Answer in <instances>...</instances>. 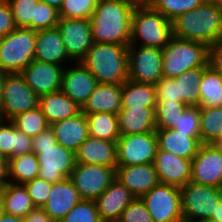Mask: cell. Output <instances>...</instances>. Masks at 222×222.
<instances>
[{"mask_svg": "<svg viewBox=\"0 0 222 222\" xmlns=\"http://www.w3.org/2000/svg\"><path fill=\"white\" fill-rule=\"evenodd\" d=\"M11 9L16 27L32 29L35 7L40 0H6Z\"/></svg>", "mask_w": 222, "mask_h": 222, "instance_id": "cell-40", "label": "cell"}, {"mask_svg": "<svg viewBox=\"0 0 222 222\" xmlns=\"http://www.w3.org/2000/svg\"><path fill=\"white\" fill-rule=\"evenodd\" d=\"M134 199V195L115 179L94 202L103 222H117Z\"/></svg>", "mask_w": 222, "mask_h": 222, "instance_id": "cell-20", "label": "cell"}, {"mask_svg": "<svg viewBox=\"0 0 222 222\" xmlns=\"http://www.w3.org/2000/svg\"><path fill=\"white\" fill-rule=\"evenodd\" d=\"M173 37L172 21L151 6H136L131 17L129 45L163 49ZM139 43H138V42ZM141 41V42H140Z\"/></svg>", "mask_w": 222, "mask_h": 222, "instance_id": "cell-5", "label": "cell"}, {"mask_svg": "<svg viewBox=\"0 0 222 222\" xmlns=\"http://www.w3.org/2000/svg\"><path fill=\"white\" fill-rule=\"evenodd\" d=\"M206 1L209 2V3H212L216 6L222 7V0H206Z\"/></svg>", "mask_w": 222, "mask_h": 222, "instance_id": "cell-58", "label": "cell"}, {"mask_svg": "<svg viewBox=\"0 0 222 222\" xmlns=\"http://www.w3.org/2000/svg\"><path fill=\"white\" fill-rule=\"evenodd\" d=\"M122 84H98L82 108L85 114L106 112L118 114L121 110Z\"/></svg>", "mask_w": 222, "mask_h": 222, "instance_id": "cell-26", "label": "cell"}, {"mask_svg": "<svg viewBox=\"0 0 222 222\" xmlns=\"http://www.w3.org/2000/svg\"><path fill=\"white\" fill-rule=\"evenodd\" d=\"M207 66L208 65H204L203 67L187 70L174 78L177 81L178 97H181V101L185 105L191 107L200 106L199 85Z\"/></svg>", "mask_w": 222, "mask_h": 222, "instance_id": "cell-34", "label": "cell"}, {"mask_svg": "<svg viewBox=\"0 0 222 222\" xmlns=\"http://www.w3.org/2000/svg\"><path fill=\"white\" fill-rule=\"evenodd\" d=\"M33 138L15 127L11 120L0 122V155L7 160L21 154L32 152Z\"/></svg>", "mask_w": 222, "mask_h": 222, "instance_id": "cell-29", "label": "cell"}, {"mask_svg": "<svg viewBox=\"0 0 222 222\" xmlns=\"http://www.w3.org/2000/svg\"><path fill=\"white\" fill-rule=\"evenodd\" d=\"M85 115L88 121L89 136L117 142L120 137L117 114L95 112Z\"/></svg>", "mask_w": 222, "mask_h": 222, "instance_id": "cell-33", "label": "cell"}, {"mask_svg": "<svg viewBox=\"0 0 222 222\" xmlns=\"http://www.w3.org/2000/svg\"><path fill=\"white\" fill-rule=\"evenodd\" d=\"M208 222H222V197L218 205H216L215 213H213Z\"/></svg>", "mask_w": 222, "mask_h": 222, "instance_id": "cell-52", "label": "cell"}, {"mask_svg": "<svg viewBox=\"0 0 222 222\" xmlns=\"http://www.w3.org/2000/svg\"><path fill=\"white\" fill-rule=\"evenodd\" d=\"M153 164L162 184L182 187L191 180L192 160L158 148Z\"/></svg>", "mask_w": 222, "mask_h": 222, "instance_id": "cell-18", "label": "cell"}, {"mask_svg": "<svg viewBox=\"0 0 222 222\" xmlns=\"http://www.w3.org/2000/svg\"><path fill=\"white\" fill-rule=\"evenodd\" d=\"M200 106L218 107L222 100V75L208 65L202 75L199 85Z\"/></svg>", "mask_w": 222, "mask_h": 222, "instance_id": "cell-35", "label": "cell"}, {"mask_svg": "<svg viewBox=\"0 0 222 222\" xmlns=\"http://www.w3.org/2000/svg\"><path fill=\"white\" fill-rule=\"evenodd\" d=\"M56 27L62 35L68 57L73 62H80L94 44L90 20L60 18Z\"/></svg>", "mask_w": 222, "mask_h": 222, "instance_id": "cell-14", "label": "cell"}, {"mask_svg": "<svg viewBox=\"0 0 222 222\" xmlns=\"http://www.w3.org/2000/svg\"><path fill=\"white\" fill-rule=\"evenodd\" d=\"M59 222H103L92 200L79 201Z\"/></svg>", "mask_w": 222, "mask_h": 222, "instance_id": "cell-42", "label": "cell"}, {"mask_svg": "<svg viewBox=\"0 0 222 222\" xmlns=\"http://www.w3.org/2000/svg\"><path fill=\"white\" fill-rule=\"evenodd\" d=\"M80 62L100 84H123L128 79V46L94 43Z\"/></svg>", "mask_w": 222, "mask_h": 222, "instance_id": "cell-4", "label": "cell"}, {"mask_svg": "<svg viewBox=\"0 0 222 222\" xmlns=\"http://www.w3.org/2000/svg\"><path fill=\"white\" fill-rule=\"evenodd\" d=\"M173 36L211 46L222 39V7L205 1L172 21Z\"/></svg>", "mask_w": 222, "mask_h": 222, "instance_id": "cell-2", "label": "cell"}, {"mask_svg": "<svg viewBox=\"0 0 222 222\" xmlns=\"http://www.w3.org/2000/svg\"><path fill=\"white\" fill-rule=\"evenodd\" d=\"M69 179L81 199L95 201L116 179V167L76 164Z\"/></svg>", "mask_w": 222, "mask_h": 222, "instance_id": "cell-12", "label": "cell"}, {"mask_svg": "<svg viewBox=\"0 0 222 222\" xmlns=\"http://www.w3.org/2000/svg\"><path fill=\"white\" fill-rule=\"evenodd\" d=\"M98 0H63L59 17L66 19H90Z\"/></svg>", "mask_w": 222, "mask_h": 222, "instance_id": "cell-41", "label": "cell"}, {"mask_svg": "<svg viewBox=\"0 0 222 222\" xmlns=\"http://www.w3.org/2000/svg\"><path fill=\"white\" fill-rule=\"evenodd\" d=\"M36 30L16 27L0 37V69L7 74L20 73L35 56Z\"/></svg>", "mask_w": 222, "mask_h": 222, "instance_id": "cell-7", "label": "cell"}, {"mask_svg": "<svg viewBox=\"0 0 222 222\" xmlns=\"http://www.w3.org/2000/svg\"><path fill=\"white\" fill-rule=\"evenodd\" d=\"M35 207L42 208L50 197L52 183L40 177L24 184Z\"/></svg>", "mask_w": 222, "mask_h": 222, "instance_id": "cell-45", "label": "cell"}, {"mask_svg": "<svg viewBox=\"0 0 222 222\" xmlns=\"http://www.w3.org/2000/svg\"><path fill=\"white\" fill-rule=\"evenodd\" d=\"M216 149L222 152V135L211 143Z\"/></svg>", "mask_w": 222, "mask_h": 222, "instance_id": "cell-57", "label": "cell"}, {"mask_svg": "<svg viewBox=\"0 0 222 222\" xmlns=\"http://www.w3.org/2000/svg\"><path fill=\"white\" fill-rule=\"evenodd\" d=\"M163 78H176L187 70L209 65V46L193 40L172 37L162 49Z\"/></svg>", "mask_w": 222, "mask_h": 222, "instance_id": "cell-6", "label": "cell"}, {"mask_svg": "<svg viewBox=\"0 0 222 222\" xmlns=\"http://www.w3.org/2000/svg\"><path fill=\"white\" fill-rule=\"evenodd\" d=\"M156 85L127 79L122 84L121 109L156 108Z\"/></svg>", "mask_w": 222, "mask_h": 222, "instance_id": "cell-30", "label": "cell"}, {"mask_svg": "<svg viewBox=\"0 0 222 222\" xmlns=\"http://www.w3.org/2000/svg\"><path fill=\"white\" fill-rule=\"evenodd\" d=\"M116 179L123 184L135 198H141L160 183L154 164L117 166Z\"/></svg>", "mask_w": 222, "mask_h": 222, "instance_id": "cell-19", "label": "cell"}, {"mask_svg": "<svg viewBox=\"0 0 222 222\" xmlns=\"http://www.w3.org/2000/svg\"><path fill=\"white\" fill-rule=\"evenodd\" d=\"M16 28L11 9L6 0H0V37L6 36Z\"/></svg>", "mask_w": 222, "mask_h": 222, "instance_id": "cell-48", "label": "cell"}, {"mask_svg": "<svg viewBox=\"0 0 222 222\" xmlns=\"http://www.w3.org/2000/svg\"><path fill=\"white\" fill-rule=\"evenodd\" d=\"M157 101H181L178 97L177 81L172 78H162L156 83Z\"/></svg>", "mask_w": 222, "mask_h": 222, "instance_id": "cell-47", "label": "cell"}, {"mask_svg": "<svg viewBox=\"0 0 222 222\" xmlns=\"http://www.w3.org/2000/svg\"><path fill=\"white\" fill-rule=\"evenodd\" d=\"M2 212L24 218L35 208L26 187L23 184L7 182L0 189Z\"/></svg>", "mask_w": 222, "mask_h": 222, "instance_id": "cell-31", "label": "cell"}, {"mask_svg": "<svg viewBox=\"0 0 222 222\" xmlns=\"http://www.w3.org/2000/svg\"><path fill=\"white\" fill-rule=\"evenodd\" d=\"M206 0H155L151 7L160 12L168 20L173 21L177 16L202 5Z\"/></svg>", "mask_w": 222, "mask_h": 222, "instance_id": "cell-39", "label": "cell"}, {"mask_svg": "<svg viewBox=\"0 0 222 222\" xmlns=\"http://www.w3.org/2000/svg\"><path fill=\"white\" fill-rule=\"evenodd\" d=\"M49 125L76 116L82 108L61 90L39 97V104Z\"/></svg>", "mask_w": 222, "mask_h": 222, "instance_id": "cell-27", "label": "cell"}, {"mask_svg": "<svg viewBox=\"0 0 222 222\" xmlns=\"http://www.w3.org/2000/svg\"><path fill=\"white\" fill-rule=\"evenodd\" d=\"M141 199L153 222H184L180 187L159 183Z\"/></svg>", "mask_w": 222, "mask_h": 222, "instance_id": "cell-11", "label": "cell"}, {"mask_svg": "<svg viewBox=\"0 0 222 222\" xmlns=\"http://www.w3.org/2000/svg\"><path fill=\"white\" fill-rule=\"evenodd\" d=\"M66 68L54 63L33 60L20 74L38 96L61 90L63 70Z\"/></svg>", "mask_w": 222, "mask_h": 222, "instance_id": "cell-16", "label": "cell"}, {"mask_svg": "<svg viewBox=\"0 0 222 222\" xmlns=\"http://www.w3.org/2000/svg\"><path fill=\"white\" fill-rule=\"evenodd\" d=\"M0 222H24V219L19 216L9 215L2 212L0 214Z\"/></svg>", "mask_w": 222, "mask_h": 222, "instance_id": "cell-53", "label": "cell"}, {"mask_svg": "<svg viewBox=\"0 0 222 222\" xmlns=\"http://www.w3.org/2000/svg\"><path fill=\"white\" fill-rule=\"evenodd\" d=\"M135 7L130 0H98L89 19L93 42L128 46Z\"/></svg>", "mask_w": 222, "mask_h": 222, "instance_id": "cell-1", "label": "cell"}, {"mask_svg": "<svg viewBox=\"0 0 222 222\" xmlns=\"http://www.w3.org/2000/svg\"><path fill=\"white\" fill-rule=\"evenodd\" d=\"M7 73H5L3 70L0 69V107L2 103V88H3V82L5 79Z\"/></svg>", "mask_w": 222, "mask_h": 222, "instance_id": "cell-56", "label": "cell"}, {"mask_svg": "<svg viewBox=\"0 0 222 222\" xmlns=\"http://www.w3.org/2000/svg\"><path fill=\"white\" fill-rule=\"evenodd\" d=\"M38 174L39 162L33 152L8 159V182L24 185L38 177Z\"/></svg>", "mask_w": 222, "mask_h": 222, "instance_id": "cell-32", "label": "cell"}, {"mask_svg": "<svg viewBox=\"0 0 222 222\" xmlns=\"http://www.w3.org/2000/svg\"><path fill=\"white\" fill-rule=\"evenodd\" d=\"M191 182L222 188V152L212 144H202L192 159Z\"/></svg>", "mask_w": 222, "mask_h": 222, "instance_id": "cell-15", "label": "cell"}, {"mask_svg": "<svg viewBox=\"0 0 222 222\" xmlns=\"http://www.w3.org/2000/svg\"><path fill=\"white\" fill-rule=\"evenodd\" d=\"M174 129L188 136H200V107L188 106Z\"/></svg>", "mask_w": 222, "mask_h": 222, "instance_id": "cell-44", "label": "cell"}, {"mask_svg": "<svg viewBox=\"0 0 222 222\" xmlns=\"http://www.w3.org/2000/svg\"><path fill=\"white\" fill-rule=\"evenodd\" d=\"M32 152L39 162L38 177L51 183L69 178L76 166L75 152L57 143L50 126L33 137Z\"/></svg>", "mask_w": 222, "mask_h": 222, "instance_id": "cell-3", "label": "cell"}, {"mask_svg": "<svg viewBox=\"0 0 222 222\" xmlns=\"http://www.w3.org/2000/svg\"><path fill=\"white\" fill-rule=\"evenodd\" d=\"M117 166L153 164L158 149L155 131L120 135L116 142Z\"/></svg>", "mask_w": 222, "mask_h": 222, "instance_id": "cell-10", "label": "cell"}, {"mask_svg": "<svg viewBox=\"0 0 222 222\" xmlns=\"http://www.w3.org/2000/svg\"><path fill=\"white\" fill-rule=\"evenodd\" d=\"M188 106L182 101H157L155 109L156 130L174 129L180 119V114Z\"/></svg>", "mask_w": 222, "mask_h": 222, "instance_id": "cell-37", "label": "cell"}, {"mask_svg": "<svg viewBox=\"0 0 222 222\" xmlns=\"http://www.w3.org/2000/svg\"><path fill=\"white\" fill-rule=\"evenodd\" d=\"M155 109L144 107L121 109L117 114L120 135L155 131Z\"/></svg>", "mask_w": 222, "mask_h": 222, "instance_id": "cell-28", "label": "cell"}, {"mask_svg": "<svg viewBox=\"0 0 222 222\" xmlns=\"http://www.w3.org/2000/svg\"><path fill=\"white\" fill-rule=\"evenodd\" d=\"M8 182V160L0 155V189Z\"/></svg>", "mask_w": 222, "mask_h": 222, "instance_id": "cell-51", "label": "cell"}, {"mask_svg": "<svg viewBox=\"0 0 222 222\" xmlns=\"http://www.w3.org/2000/svg\"><path fill=\"white\" fill-rule=\"evenodd\" d=\"M158 148L178 157L192 160L202 145L201 136H188L175 129L155 130Z\"/></svg>", "mask_w": 222, "mask_h": 222, "instance_id": "cell-25", "label": "cell"}, {"mask_svg": "<svg viewBox=\"0 0 222 222\" xmlns=\"http://www.w3.org/2000/svg\"><path fill=\"white\" fill-rule=\"evenodd\" d=\"M75 64L72 68H64L61 91L83 108L99 83L81 62Z\"/></svg>", "mask_w": 222, "mask_h": 222, "instance_id": "cell-17", "label": "cell"}, {"mask_svg": "<svg viewBox=\"0 0 222 222\" xmlns=\"http://www.w3.org/2000/svg\"><path fill=\"white\" fill-rule=\"evenodd\" d=\"M24 222H54L42 208L35 207L24 218Z\"/></svg>", "mask_w": 222, "mask_h": 222, "instance_id": "cell-50", "label": "cell"}, {"mask_svg": "<svg viewBox=\"0 0 222 222\" xmlns=\"http://www.w3.org/2000/svg\"><path fill=\"white\" fill-rule=\"evenodd\" d=\"M34 59L62 66L63 63L66 66L69 60L73 62L65 51L63 38L57 27L36 32Z\"/></svg>", "mask_w": 222, "mask_h": 222, "instance_id": "cell-24", "label": "cell"}, {"mask_svg": "<svg viewBox=\"0 0 222 222\" xmlns=\"http://www.w3.org/2000/svg\"><path fill=\"white\" fill-rule=\"evenodd\" d=\"M11 121L16 128L32 138L50 126L39 106L18 114Z\"/></svg>", "mask_w": 222, "mask_h": 222, "instance_id": "cell-38", "label": "cell"}, {"mask_svg": "<svg viewBox=\"0 0 222 222\" xmlns=\"http://www.w3.org/2000/svg\"><path fill=\"white\" fill-rule=\"evenodd\" d=\"M59 20V10L39 1L35 7V20H32V30L55 28Z\"/></svg>", "mask_w": 222, "mask_h": 222, "instance_id": "cell-43", "label": "cell"}, {"mask_svg": "<svg viewBox=\"0 0 222 222\" xmlns=\"http://www.w3.org/2000/svg\"><path fill=\"white\" fill-rule=\"evenodd\" d=\"M222 135V107H200L202 144H211Z\"/></svg>", "mask_w": 222, "mask_h": 222, "instance_id": "cell-36", "label": "cell"}, {"mask_svg": "<svg viewBox=\"0 0 222 222\" xmlns=\"http://www.w3.org/2000/svg\"><path fill=\"white\" fill-rule=\"evenodd\" d=\"M135 6H151L155 0H130Z\"/></svg>", "mask_w": 222, "mask_h": 222, "instance_id": "cell-55", "label": "cell"}, {"mask_svg": "<svg viewBox=\"0 0 222 222\" xmlns=\"http://www.w3.org/2000/svg\"><path fill=\"white\" fill-rule=\"evenodd\" d=\"M50 127L54 132L57 143L73 152H76L89 136L88 121L82 111L76 116L57 121L51 124Z\"/></svg>", "mask_w": 222, "mask_h": 222, "instance_id": "cell-23", "label": "cell"}, {"mask_svg": "<svg viewBox=\"0 0 222 222\" xmlns=\"http://www.w3.org/2000/svg\"><path fill=\"white\" fill-rule=\"evenodd\" d=\"M184 222H208L222 197V188L188 182L180 187Z\"/></svg>", "mask_w": 222, "mask_h": 222, "instance_id": "cell-8", "label": "cell"}, {"mask_svg": "<svg viewBox=\"0 0 222 222\" xmlns=\"http://www.w3.org/2000/svg\"><path fill=\"white\" fill-rule=\"evenodd\" d=\"M75 156L76 164L117 167L116 142L88 136L75 152Z\"/></svg>", "mask_w": 222, "mask_h": 222, "instance_id": "cell-21", "label": "cell"}, {"mask_svg": "<svg viewBox=\"0 0 222 222\" xmlns=\"http://www.w3.org/2000/svg\"><path fill=\"white\" fill-rule=\"evenodd\" d=\"M162 49L128 45V79L156 85L163 78Z\"/></svg>", "mask_w": 222, "mask_h": 222, "instance_id": "cell-13", "label": "cell"}, {"mask_svg": "<svg viewBox=\"0 0 222 222\" xmlns=\"http://www.w3.org/2000/svg\"><path fill=\"white\" fill-rule=\"evenodd\" d=\"M82 199L69 178L52 183L50 197L42 207L54 221L59 222Z\"/></svg>", "mask_w": 222, "mask_h": 222, "instance_id": "cell-22", "label": "cell"}, {"mask_svg": "<svg viewBox=\"0 0 222 222\" xmlns=\"http://www.w3.org/2000/svg\"><path fill=\"white\" fill-rule=\"evenodd\" d=\"M117 222H153L141 198H135L122 212Z\"/></svg>", "mask_w": 222, "mask_h": 222, "instance_id": "cell-46", "label": "cell"}, {"mask_svg": "<svg viewBox=\"0 0 222 222\" xmlns=\"http://www.w3.org/2000/svg\"><path fill=\"white\" fill-rule=\"evenodd\" d=\"M40 1L47 3L49 6H52L57 10L60 9L63 3V0H40Z\"/></svg>", "mask_w": 222, "mask_h": 222, "instance_id": "cell-54", "label": "cell"}, {"mask_svg": "<svg viewBox=\"0 0 222 222\" xmlns=\"http://www.w3.org/2000/svg\"><path fill=\"white\" fill-rule=\"evenodd\" d=\"M2 213V203L0 202V214Z\"/></svg>", "mask_w": 222, "mask_h": 222, "instance_id": "cell-59", "label": "cell"}, {"mask_svg": "<svg viewBox=\"0 0 222 222\" xmlns=\"http://www.w3.org/2000/svg\"><path fill=\"white\" fill-rule=\"evenodd\" d=\"M38 104L39 97L20 73L6 74L0 107L3 120H12L18 114L37 107Z\"/></svg>", "mask_w": 222, "mask_h": 222, "instance_id": "cell-9", "label": "cell"}, {"mask_svg": "<svg viewBox=\"0 0 222 222\" xmlns=\"http://www.w3.org/2000/svg\"><path fill=\"white\" fill-rule=\"evenodd\" d=\"M209 65L222 75V39L209 46Z\"/></svg>", "mask_w": 222, "mask_h": 222, "instance_id": "cell-49", "label": "cell"}]
</instances>
